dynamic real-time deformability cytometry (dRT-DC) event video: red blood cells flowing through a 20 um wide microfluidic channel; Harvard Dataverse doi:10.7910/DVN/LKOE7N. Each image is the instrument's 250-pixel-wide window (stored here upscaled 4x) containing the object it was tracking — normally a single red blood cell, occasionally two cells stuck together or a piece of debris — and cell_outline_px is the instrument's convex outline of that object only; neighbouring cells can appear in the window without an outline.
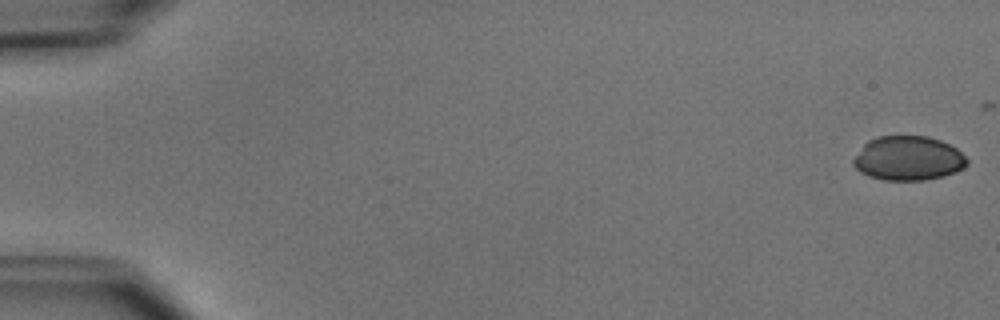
{"species": "common noctule bat (a hibernating species)", "species_latin": "Nyctalus noctula", "temperature_condition": "cold", "stored_images_in_passage": 4, "camera_frame_rate_fps": 3000, "um_per_image_px": 0.085, "animal": {"sex": "male", "body_mass_g": 15.6}, "frame": {"image": 1, "passage_image": 1, "time_ms": 0.0, "image_size_px": [1000, 320], "cell_outline_px": [[968, 164], [964, 168], [956, 172], [944, 176], [924, 180], [884, 180], [868, 176], [860, 172], [852, 164], [852, 160], [864, 144], [868, 140], [880, 136], [928, 136], [940, 140], [956, 148], [968, 160]], "centroid_in_image_um": [77.19, 13.46], "position_along_channel_um": 7.8, "area_um2": 29.42}}